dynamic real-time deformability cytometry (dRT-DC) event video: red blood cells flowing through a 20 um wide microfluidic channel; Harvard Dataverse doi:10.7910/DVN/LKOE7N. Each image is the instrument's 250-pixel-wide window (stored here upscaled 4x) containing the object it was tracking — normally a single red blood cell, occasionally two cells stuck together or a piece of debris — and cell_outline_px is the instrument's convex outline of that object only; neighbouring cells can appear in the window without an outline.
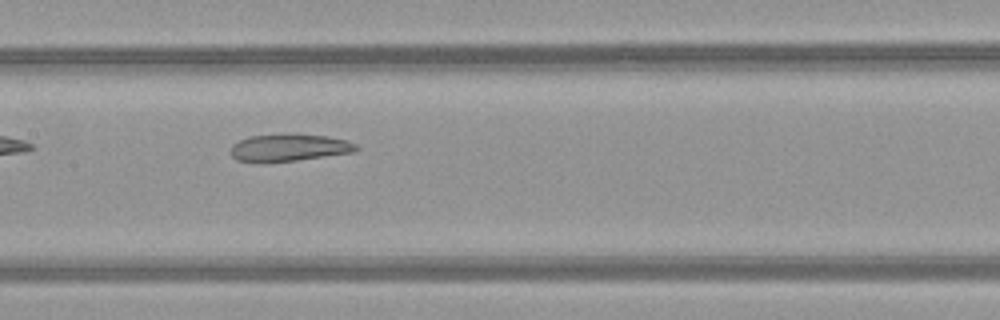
{"species": "common noctule bat (a hibernating species)", "species_latin": "Nyctalus noctula", "temperature_condition": "warm", "stored_images_in_passage": 35, "camera_frame_rate_fps": 3000, "um_per_image_px": 0.085, "animal": {"sex": "female", "body_mass_g": 21.9}, "frame": {"image": 1, "passage_image": 9, "time_ms": 2.667, "image_size_px": [1000, 320], "cell_outline_px": [[360, 148], [352, 152], [296, 160], [260, 164], [252, 164], [236, 160], [232, 156], [232, 144], [248, 136], [296, 132], [328, 136], [348, 140], [356, 144]], "centroid_in_image_um": [24.53, 12.54], "position_along_channel_um": 182.9, "area_um2": 20.69}}
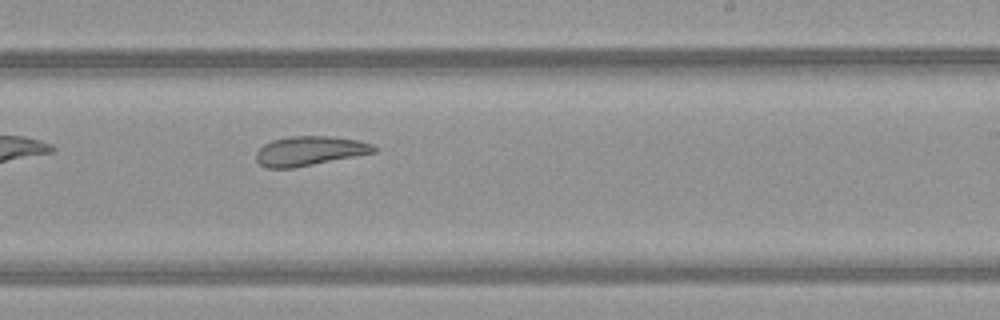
{"frame": {"image": 2, "passage_image": 15, "time_ms": 4.667, "image_size_px": [1000, 320], "cell_outline_px": [[376, 152], [356, 156], [292, 168], [268, 168], [260, 164], [256, 160], [256, 152], [264, 144], [272, 140], [288, 136], [332, 136], [356, 140], [372, 144], [376, 148]], "centroid_in_image_um": [26.29, 12.82], "position_along_channel_um": 262.7, "area_um2": 20.06}}
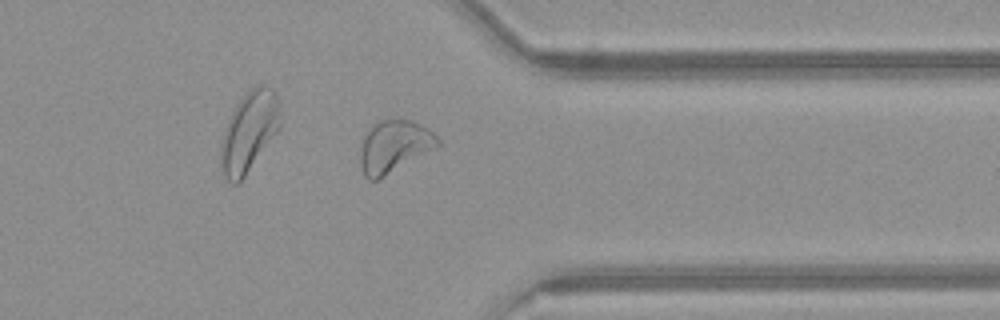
{"frame": {"image": 3, "passage_image": 24, "time_ms": 7.667, "image_size_px": [1000, 320], "cell_outline_px": [[440, 144], [436, 148], [376, 180], [368, 180], [364, 176], [360, 164], [360, 148], [364, 136], [368, 128], [372, 124], [380, 120], [412, 120], [428, 128], [440, 140]], "centroid_in_image_um": [33.48, 12.43], "position_along_channel_um": 377.9, "area_um2": 23.47}}